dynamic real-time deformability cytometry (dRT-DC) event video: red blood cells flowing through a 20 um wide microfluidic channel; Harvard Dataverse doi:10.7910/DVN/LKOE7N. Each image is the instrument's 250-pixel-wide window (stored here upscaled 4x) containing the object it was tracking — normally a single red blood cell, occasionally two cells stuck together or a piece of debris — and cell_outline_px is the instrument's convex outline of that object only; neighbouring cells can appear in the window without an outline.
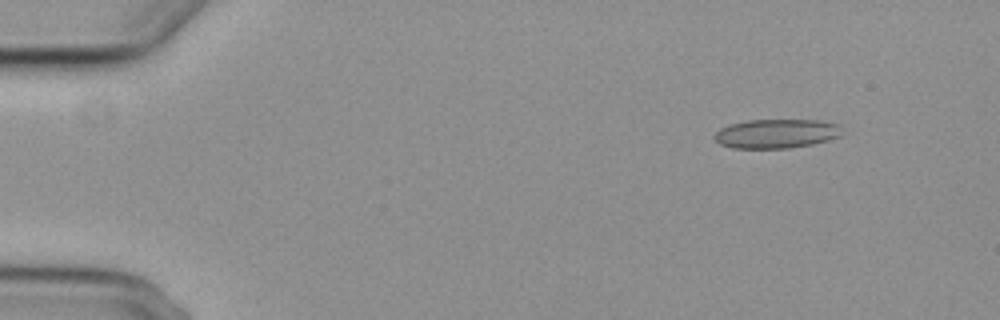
{"species": "common noctule bat (a hibernating species)", "species_latin": "Nyctalus noctula", "temperature_condition": "cold", "stored_images_in_passage": 4, "camera_frame_rate_fps": 3000, "um_per_image_px": 0.085, "animal": {"sex": "female", "body_mass_g": 29.2, "forearm_length_mm": 56.3}, "frame": {"image": 1, "passage_image": 1, "time_ms": 0.0, "image_size_px": [1000, 320], "cell_outline_px": [[840, 136], [828, 140], [812, 144], [788, 148], [732, 148], [720, 144], [712, 136], [720, 128], [732, 124], [748, 120], [820, 120], [840, 124]], "centroid_in_image_um": [65.98, 11.36], "position_along_channel_um": 19.0, "area_um2": 21.62}}
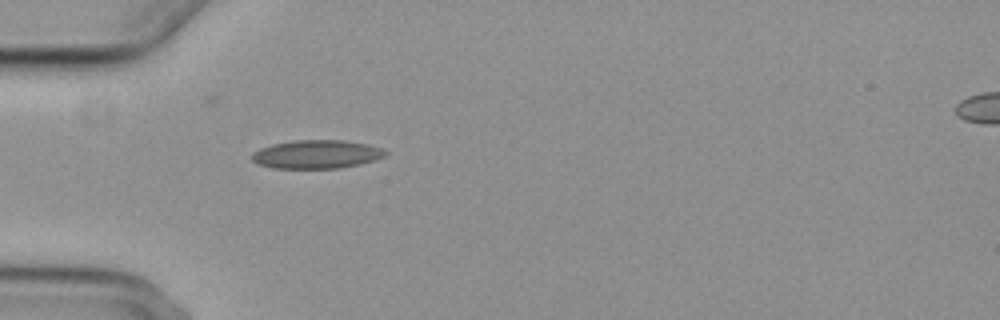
{"frame": {"image": 2, "passage_image": 4, "time_ms": 3.667, "image_size_px": [1000, 320], "cell_outline_px": [[388, 152], [384, 156], [360, 164], [340, 168], [272, 168], [260, 164], [252, 160], [252, 152], [260, 148], [272, 144], [292, 140], [344, 140], [368, 144], [384, 148]], "centroid_in_image_um": [26.92, 13.1], "position_along_channel_um": 58.1, "area_um2": 22.2}}